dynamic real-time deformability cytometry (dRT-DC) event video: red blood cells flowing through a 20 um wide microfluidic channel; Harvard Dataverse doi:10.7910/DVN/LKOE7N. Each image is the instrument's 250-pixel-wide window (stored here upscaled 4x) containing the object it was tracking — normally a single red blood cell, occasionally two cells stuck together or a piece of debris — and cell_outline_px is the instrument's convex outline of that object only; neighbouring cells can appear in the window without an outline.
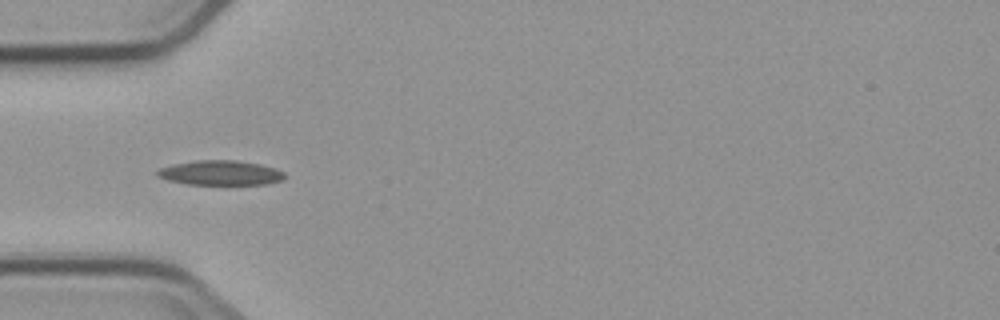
{"species": "common noctule bat (a hibernating species)", "species_latin": "Nyctalus noctula", "temperature_condition": "cold", "stored_images_in_passage": 5, "camera_frame_rate_fps": 3000, "um_per_image_px": 0.085, "animal": {"sex": "male", "body_mass_g": 23.1, "forearm_length_mm": 52.7}, "frame": {"image": 1, "passage_image": 5, "time_ms": 4.667, "image_size_px": [1000, 320], "cell_outline_px": [[284, 180], [268, 184], [228, 188], [184, 184], [168, 180], [156, 176], [156, 172], [160, 168], [176, 164], [196, 160], [232, 160], [260, 164], [284, 172]], "centroid_in_image_um": [18.76, 14.76], "position_along_channel_um": 66.2, "area_um2": 19.36}}